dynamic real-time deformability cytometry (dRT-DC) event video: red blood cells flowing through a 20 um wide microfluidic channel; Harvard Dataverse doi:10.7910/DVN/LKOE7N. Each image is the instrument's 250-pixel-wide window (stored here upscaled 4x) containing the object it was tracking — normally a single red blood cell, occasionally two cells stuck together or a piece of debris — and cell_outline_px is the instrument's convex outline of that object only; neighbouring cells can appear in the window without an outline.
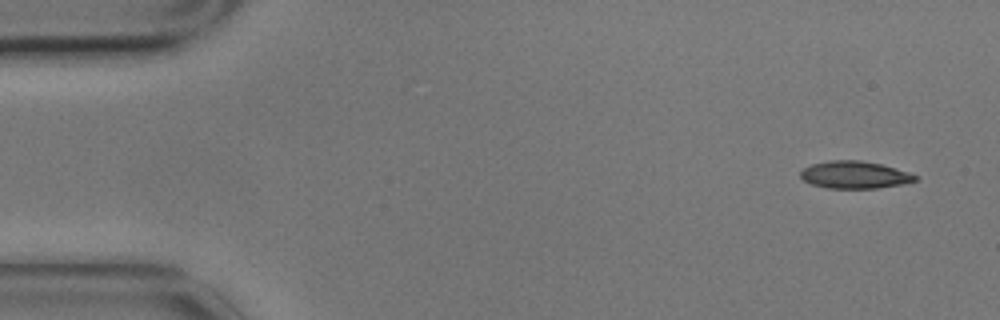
{"species": "common noctule bat (a hibernating species)", "species_latin": "Nyctalus noctula", "temperature_condition": "cold", "stored_images_in_passage": 10, "camera_frame_rate_fps": 3000, "um_per_image_px": 0.085, "animal": {"sex": "male", "body_mass_g": 17.9}, "frame": {"image": 1, "passage_image": 1, "time_ms": 0.0, "image_size_px": [1000, 320], "cell_outline_px": [[916, 180], [904, 184], [876, 188], [828, 188], [812, 184], [804, 180], [800, 176], [800, 172], [804, 168], [812, 164], [828, 160], [860, 160], [880, 164], [908, 172], [916, 176]], "centroid_in_image_um": [72.62, 14.86], "position_along_channel_um": 12.4, "area_um2": 18.09}}
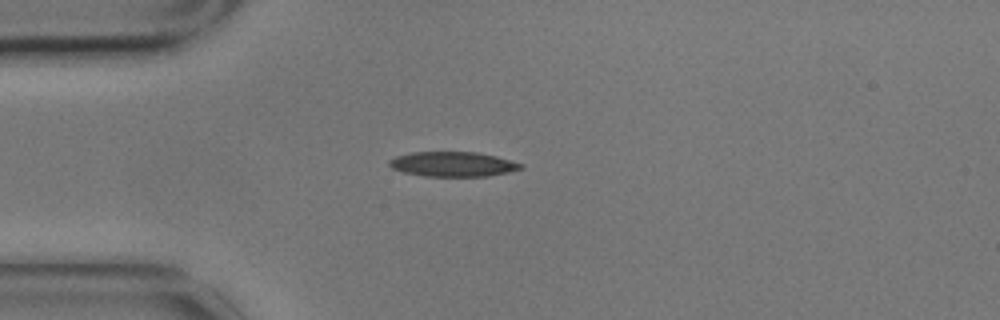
{"frame": {"image": 2, "passage_image": 4, "time_ms": 1.0, "image_size_px": [1000, 320], "cell_outline_px": [[524, 168], [508, 172], [488, 176], [424, 176], [404, 172], [392, 168], [388, 164], [388, 160], [396, 156], [412, 152], [476, 152], [496, 156], [524, 164]], "centroid_in_image_um": [38.5, 13.95], "position_along_channel_um": 46.5, "area_um2": 19.02}}